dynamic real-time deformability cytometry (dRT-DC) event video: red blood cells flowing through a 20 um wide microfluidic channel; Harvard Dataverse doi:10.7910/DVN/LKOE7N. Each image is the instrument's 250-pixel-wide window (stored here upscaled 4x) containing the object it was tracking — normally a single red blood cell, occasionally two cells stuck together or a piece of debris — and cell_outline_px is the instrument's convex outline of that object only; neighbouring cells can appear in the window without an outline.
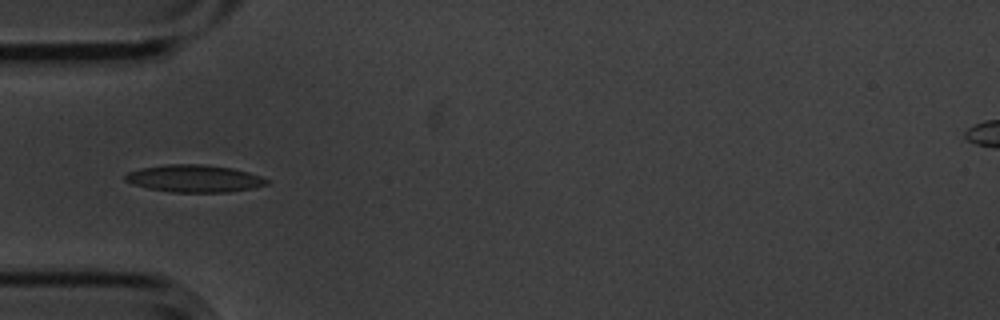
{"species": "common noctule bat (a hibernating species)", "species_latin": "Nyctalus noctula", "temperature_condition": "cold", "stored_images_in_passage": 9, "camera_frame_rate_fps": 3000, "um_per_image_px": 0.085, "animal": {"sex": "male", "body_mass_g": 20.1, "forearm_length_mm": 53.5}, "frame": {"image": 1, "passage_image": 1, "time_ms": 0.0, "image_size_px": [1000, 320], "cell_outline_px": [[268, 184], [252, 188], [228, 192], [172, 192], [148, 188], [132, 184], [124, 180], [124, 176], [128, 172], [140, 168], [168, 164], [200, 164], [232, 168], [248, 172], [260, 176], [268, 180]], "centroid_in_image_um": [16.49, 15.17], "position_along_channel_um": 68.5, "area_um2": 22.43}}
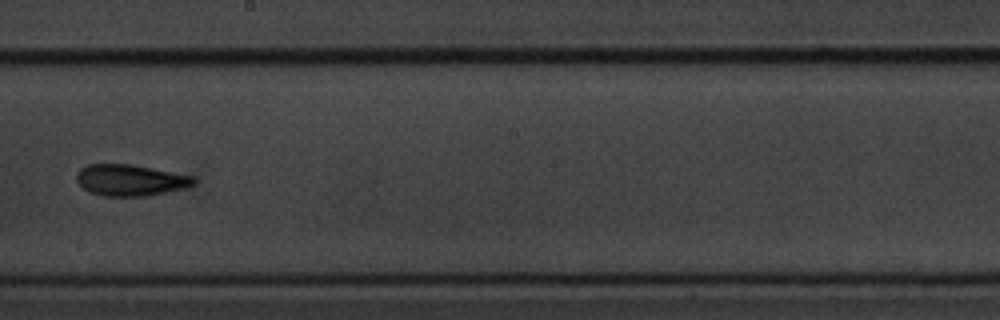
{"frame": {"image": 2, "passage_image": 5, "time_ms": 1.333, "image_size_px": [1000, 320], "cell_outline_px": [[196, 184], [184, 188], [148, 196], [104, 196], [88, 192], [76, 180], [76, 172], [80, 168], [88, 164], [128, 164], [196, 176]], "centroid_in_image_um": [11.08, 15.31], "position_along_channel_um": 237.1, "area_um2": 21.5}}
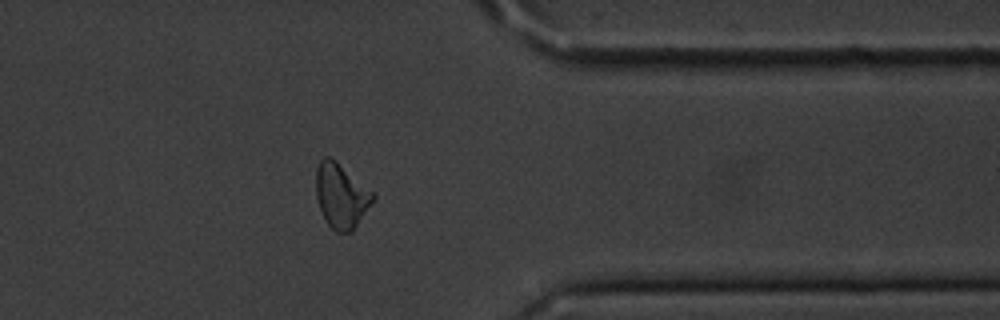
{"frame": {"image": 3, "passage_image": 9, "time_ms": 2.667, "image_size_px": [1000, 320], "cell_outline_px": [[376, 200], [352, 232], [336, 232], [328, 224], [320, 208], [316, 196], [316, 168], [320, 160], [324, 156], [328, 156], [336, 160], [376, 192]], "centroid_in_image_um": [29.06, 16.62], "position_along_channel_um": 382.3, "area_um2": 21.96}}